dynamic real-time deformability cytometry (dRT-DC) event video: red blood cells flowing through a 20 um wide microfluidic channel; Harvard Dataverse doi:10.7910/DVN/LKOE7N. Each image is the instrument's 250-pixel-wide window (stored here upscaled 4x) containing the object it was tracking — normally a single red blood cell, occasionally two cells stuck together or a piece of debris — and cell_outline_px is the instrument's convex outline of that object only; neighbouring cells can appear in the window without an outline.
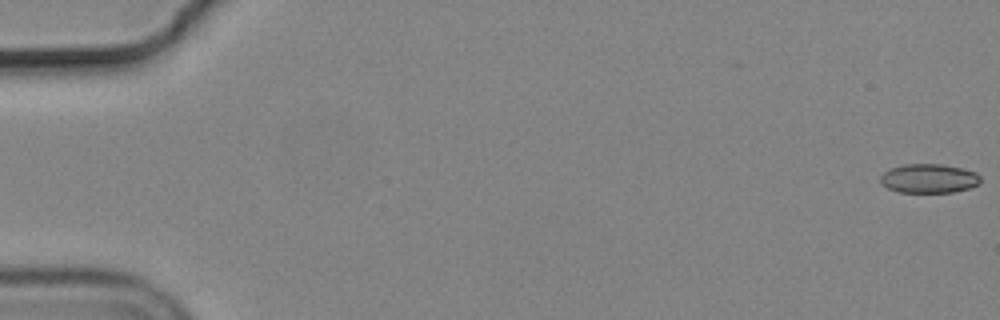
{"species": "common noctule bat (a hibernating species)", "species_latin": "Nyctalus noctula", "temperature_condition": "cold", "stored_images_in_passage": 56, "camera_frame_rate_fps": 3000, "um_per_image_px": 0.085, "animal": {"sex": "male", "body_mass_g": 19.2, "forearm_length_mm": 51.8}, "frame": {"image": 1, "passage_image": 1, "time_ms": 0.0, "image_size_px": [1000, 320], "cell_outline_px": [[980, 184], [968, 188], [952, 192], [900, 192], [888, 188], [880, 184], [880, 176], [888, 168], [904, 164], [940, 164], [964, 168], [976, 172], [980, 176]], "centroid_in_image_um": [78.94, 15.16], "position_along_channel_um": 6.1, "area_um2": 17.11}}
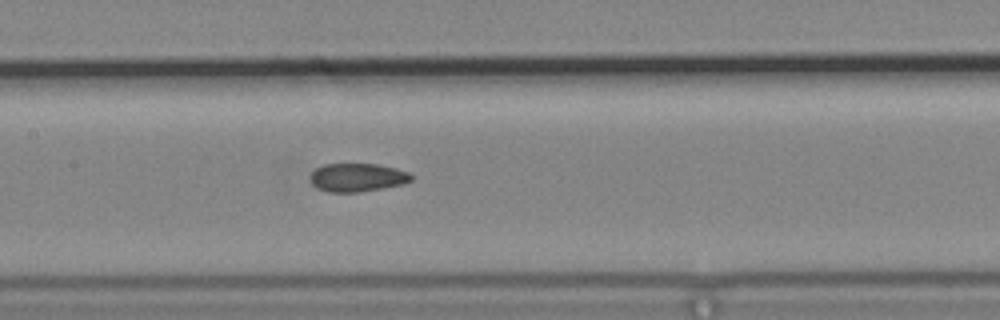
{"frame": {"image": 2, "passage_image": 28, "time_ms": 9.0, "image_size_px": [1000, 320], "cell_outline_px": [[412, 180], [404, 184], [360, 192], [328, 192], [316, 188], [312, 184], [312, 172], [316, 168], [324, 164], [380, 164], [412, 172]], "centroid_in_image_um": [30.42, 15.08], "position_along_channel_um": 177.0, "area_um2": 16.82}}
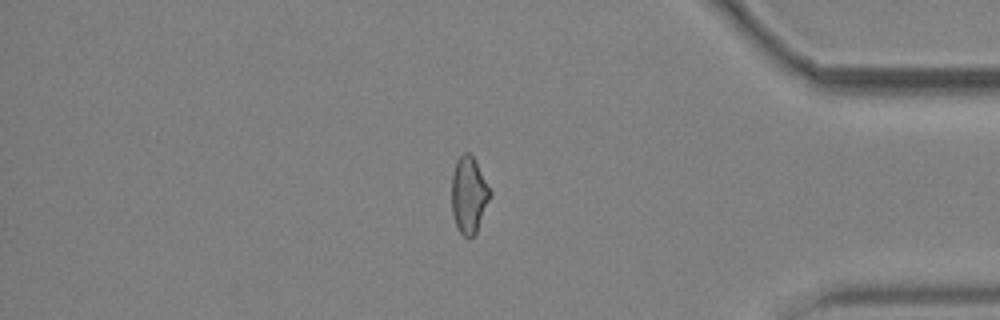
{"frame": {"image": 3, "passage_image": 48, "time_ms": 15.667, "image_size_px": [1000, 320], "cell_outline_px": [[492, 196], [476, 232], [472, 236], [464, 236], [456, 228], [452, 212], [452, 172], [456, 160], [464, 152], [468, 152], [472, 156], [492, 192]], "centroid_in_image_um": [39.85, 16.57], "position_along_channel_um": 395.4, "area_um2": 17.11}, "authors_computed_cell_mechanics": {"area_um2": 17.5712, "velocity_mm_per_s": 3.6979, "shape_relaxation_time_tau1_ms": null, "shape_relaxation_time_tau2_ms": 2.7783, "deformation_change_tau1": null, "deformation_change_tau2": 0.0801}}